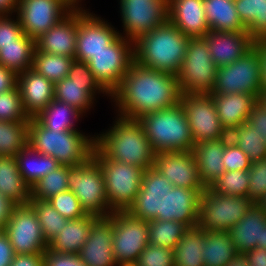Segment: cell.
Wrapping results in <instances>:
<instances>
[{"label": "cell", "instance_id": "obj_1", "mask_svg": "<svg viewBox=\"0 0 266 266\" xmlns=\"http://www.w3.org/2000/svg\"><path fill=\"white\" fill-rule=\"evenodd\" d=\"M181 92L176 75L142 67L135 61L111 94L117 116L137 120L157 110L174 107Z\"/></svg>", "mask_w": 266, "mask_h": 266}, {"label": "cell", "instance_id": "obj_2", "mask_svg": "<svg viewBox=\"0 0 266 266\" xmlns=\"http://www.w3.org/2000/svg\"><path fill=\"white\" fill-rule=\"evenodd\" d=\"M189 37L169 20L134 41V61L142 67L178 75Z\"/></svg>", "mask_w": 266, "mask_h": 266}, {"label": "cell", "instance_id": "obj_3", "mask_svg": "<svg viewBox=\"0 0 266 266\" xmlns=\"http://www.w3.org/2000/svg\"><path fill=\"white\" fill-rule=\"evenodd\" d=\"M95 146L113 161L145 170L154 167L155 152L138 120L119 116L111 129L95 136Z\"/></svg>", "mask_w": 266, "mask_h": 266}, {"label": "cell", "instance_id": "obj_4", "mask_svg": "<svg viewBox=\"0 0 266 266\" xmlns=\"http://www.w3.org/2000/svg\"><path fill=\"white\" fill-rule=\"evenodd\" d=\"M28 145L34 151L53 157L61 165L79 166L92 156L95 137L77 130L53 131L34 117L29 120Z\"/></svg>", "mask_w": 266, "mask_h": 266}, {"label": "cell", "instance_id": "obj_5", "mask_svg": "<svg viewBox=\"0 0 266 266\" xmlns=\"http://www.w3.org/2000/svg\"><path fill=\"white\" fill-rule=\"evenodd\" d=\"M137 120L155 154L192 150L193 136L180 102L174 107L148 113Z\"/></svg>", "mask_w": 266, "mask_h": 266}, {"label": "cell", "instance_id": "obj_6", "mask_svg": "<svg viewBox=\"0 0 266 266\" xmlns=\"http://www.w3.org/2000/svg\"><path fill=\"white\" fill-rule=\"evenodd\" d=\"M92 157L102 169L109 208L112 211H127L140 191L145 169L121 161H113L96 146Z\"/></svg>", "mask_w": 266, "mask_h": 266}, {"label": "cell", "instance_id": "obj_7", "mask_svg": "<svg viewBox=\"0 0 266 266\" xmlns=\"http://www.w3.org/2000/svg\"><path fill=\"white\" fill-rule=\"evenodd\" d=\"M217 66L203 37L188 39L186 54L177 75L178 87L185 94H211Z\"/></svg>", "mask_w": 266, "mask_h": 266}, {"label": "cell", "instance_id": "obj_8", "mask_svg": "<svg viewBox=\"0 0 266 266\" xmlns=\"http://www.w3.org/2000/svg\"><path fill=\"white\" fill-rule=\"evenodd\" d=\"M68 188L78 198L87 214L108 217L105 179L99 163L91 156L79 166H68Z\"/></svg>", "mask_w": 266, "mask_h": 266}, {"label": "cell", "instance_id": "obj_9", "mask_svg": "<svg viewBox=\"0 0 266 266\" xmlns=\"http://www.w3.org/2000/svg\"><path fill=\"white\" fill-rule=\"evenodd\" d=\"M252 204L248 197L218 195L205 188L200 196L197 226L204 231H229Z\"/></svg>", "mask_w": 266, "mask_h": 266}, {"label": "cell", "instance_id": "obj_10", "mask_svg": "<svg viewBox=\"0 0 266 266\" xmlns=\"http://www.w3.org/2000/svg\"><path fill=\"white\" fill-rule=\"evenodd\" d=\"M261 56L255 45L239 60L217 68L215 86L211 94H261Z\"/></svg>", "mask_w": 266, "mask_h": 266}, {"label": "cell", "instance_id": "obj_11", "mask_svg": "<svg viewBox=\"0 0 266 266\" xmlns=\"http://www.w3.org/2000/svg\"><path fill=\"white\" fill-rule=\"evenodd\" d=\"M134 62V42L122 34L86 62L99 84L111 95Z\"/></svg>", "mask_w": 266, "mask_h": 266}, {"label": "cell", "instance_id": "obj_12", "mask_svg": "<svg viewBox=\"0 0 266 266\" xmlns=\"http://www.w3.org/2000/svg\"><path fill=\"white\" fill-rule=\"evenodd\" d=\"M108 218L113 222L112 248L118 266H133L149 244L147 221L128 211H113Z\"/></svg>", "mask_w": 266, "mask_h": 266}, {"label": "cell", "instance_id": "obj_13", "mask_svg": "<svg viewBox=\"0 0 266 266\" xmlns=\"http://www.w3.org/2000/svg\"><path fill=\"white\" fill-rule=\"evenodd\" d=\"M96 92L111 96L95 79L88 63L77 60L71 64L68 77L54 84V99L69 104L82 114L92 107Z\"/></svg>", "mask_w": 266, "mask_h": 266}, {"label": "cell", "instance_id": "obj_14", "mask_svg": "<svg viewBox=\"0 0 266 266\" xmlns=\"http://www.w3.org/2000/svg\"><path fill=\"white\" fill-rule=\"evenodd\" d=\"M180 104L186 113L194 144L229 136L221 124L211 94L181 93Z\"/></svg>", "mask_w": 266, "mask_h": 266}, {"label": "cell", "instance_id": "obj_15", "mask_svg": "<svg viewBox=\"0 0 266 266\" xmlns=\"http://www.w3.org/2000/svg\"><path fill=\"white\" fill-rule=\"evenodd\" d=\"M16 255L44 253L48 242L34 209L29 205H16L3 230Z\"/></svg>", "mask_w": 266, "mask_h": 266}, {"label": "cell", "instance_id": "obj_16", "mask_svg": "<svg viewBox=\"0 0 266 266\" xmlns=\"http://www.w3.org/2000/svg\"><path fill=\"white\" fill-rule=\"evenodd\" d=\"M74 9L67 0H18L16 15L24 33L35 40Z\"/></svg>", "mask_w": 266, "mask_h": 266}, {"label": "cell", "instance_id": "obj_17", "mask_svg": "<svg viewBox=\"0 0 266 266\" xmlns=\"http://www.w3.org/2000/svg\"><path fill=\"white\" fill-rule=\"evenodd\" d=\"M124 36L136 41L168 20V0H120Z\"/></svg>", "mask_w": 266, "mask_h": 266}, {"label": "cell", "instance_id": "obj_18", "mask_svg": "<svg viewBox=\"0 0 266 266\" xmlns=\"http://www.w3.org/2000/svg\"><path fill=\"white\" fill-rule=\"evenodd\" d=\"M105 22L81 7L77 8L75 60L87 62L92 55L104 51L120 36L113 26Z\"/></svg>", "mask_w": 266, "mask_h": 266}, {"label": "cell", "instance_id": "obj_19", "mask_svg": "<svg viewBox=\"0 0 266 266\" xmlns=\"http://www.w3.org/2000/svg\"><path fill=\"white\" fill-rule=\"evenodd\" d=\"M172 188L173 185L156 168L146 169L140 191L127 211L145 221L160 220V216H165L166 193Z\"/></svg>", "mask_w": 266, "mask_h": 266}, {"label": "cell", "instance_id": "obj_20", "mask_svg": "<svg viewBox=\"0 0 266 266\" xmlns=\"http://www.w3.org/2000/svg\"><path fill=\"white\" fill-rule=\"evenodd\" d=\"M154 168L173 186L187 189H205L192 151H171L155 154Z\"/></svg>", "mask_w": 266, "mask_h": 266}, {"label": "cell", "instance_id": "obj_21", "mask_svg": "<svg viewBox=\"0 0 266 266\" xmlns=\"http://www.w3.org/2000/svg\"><path fill=\"white\" fill-rule=\"evenodd\" d=\"M217 68L239 60L254 46L256 41L246 31L209 30L203 37Z\"/></svg>", "mask_w": 266, "mask_h": 266}, {"label": "cell", "instance_id": "obj_22", "mask_svg": "<svg viewBox=\"0 0 266 266\" xmlns=\"http://www.w3.org/2000/svg\"><path fill=\"white\" fill-rule=\"evenodd\" d=\"M113 222L99 217L91 226L79 256L86 266H118L113 253Z\"/></svg>", "mask_w": 266, "mask_h": 266}, {"label": "cell", "instance_id": "obj_23", "mask_svg": "<svg viewBox=\"0 0 266 266\" xmlns=\"http://www.w3.org/2000/svg\"><path fill=\"white\" fill-rule=\"evenodd\" d=\"M17 87L29 118L36 117L54 100V83L32 68L18 74Z\"/></svg>", "mask_w": 266, "mask_h": 266}, {"label": "cell", "instance_id": "obj_24", "mask_svg": "<svg viewBox=\"0 0 266 266\" xmlns=\"http://www.w3.org/2000/svg\"><path fill=\"white\" fill-rule=\"evenodd\" d=\"M229 232L237 253H245L255 247L266 250L265 212L253 203L243 218Z\"/></svg>", "mask_w": 266, "mask_h": 266}, {"label": "cell", "instance_id": "obj_25", "mask_svg": "<svg viewBox=\"0 0 266 266\" xmlns=\"http://www.w3.org/2000/svg\"><path fill=\"white\" fill-rule=\"evenodd\" d=\"M77 37V8L58 24L35 39L36 50L75 59Z\"/></svg>", "mask_w": 266, "mask_h": 266}, {"label": "cell", "instance_id": "obj_26", "mask_svg": "<svg viewBox=\"0 0 266 266\" xmlns=\"http://www.w3.org/2000/svg\"><path fill=\"white\" fill-rule=\"evenodd\" d=\"M168 20L189 38L204 37L210 30L203 0H168Z\"/></svg>", "mask_w": 266, "mask_h": 266}, {"label": "cell", "instance_id": "obj_27", "mask_svg": "<svg viewBox=\"0 0 266 266\" xmlns=\"http://www.w3.org/2000/svg\"><path fill=\"white\" fill-rule=\"evenodd\" d=\"M203 190L173 186L166 193L165 216H160V220H173L185 224L188 228L196 227Z\"/></svg>", "mask_w": 266, "mask_h": 266}, {"label": "cell", "instance_id": "obj_28", "mask_svg": "<svg viewBox=\"0 0 266 266\" xmlns=\"http://www.w3.org/2000/svg\"><path fill=\"white\" fill-rule=\"evenodd\" d=\"M223 128L229 134L248 121L249 114L258 103L256 95L246 93L211 94Z\"/></svg>", "mask_w": 266, "mask_h": 266}, {"label": "cell", "instance_id": "obj_29", "mask_svg": "<svg viewBox=\"0 0 266 266\" xmlns=\"http://www.w3.org/2000/svg\"><path fill=\"white\" fill-rule=\"evenodd\" d=\"M199 177L205 188H209L224 172L222 159L225 151V138L198 142L192 147Z\"/></svg>", "mask_w": 266, "mask_h": 266}, {"label": "cell", "instance_id": "obj_30", "mask_svg": "<svg viewBox=\"0 0 266 266\" xmlns=\"http://www.w3.org/2000/svg\"><path fill=\"white\" fill-rule=\"evenodd\" d=\"M98 218L88 214L81 219L68 220L61 232L48 243V248L59 253L79 254Z\"/></svg>", "mask_w": 266, "mask_h": 266}, {"label": "cell", "instance_id": "obj_31", "mask_svg": "<svg viewBox=\"0 0 266 266\" xmlns=\"http://www.w3.org/2000/svg\"><path fill=\"white\" fill-rule=\"evenodd\" d=\"M0 194L16 205L31 199V187L23 180L16 157L0 156Z\"/></svg>", "mask_w": 266, "mask_h": 266}, {"label": "cell", "instance_id": "obj_32", "mask_svg": "<svg viewBox=\"0 0 266 266\" xmlns=\"http://www.w3.org/2000/svg\"><path fill=\"white\" fill-rule=\"evenodd\" d=\"M206 22L210 30L246 31L234 0H203Z\"/></svg>", "mask_w": 266, "mask_h": 266}, {"label": "cell", "instance_id": "obj_33", "mask_svg": "<svg viewBox=\"0 0 266 266\" xmlns=\"http://www.w3.org/2000/svg\"><path fill=\"white\" fill-rule=\"evenodd\" d=\"M15 157L18 162L19 172L30 187L61 165L53 157L34 151L29 145Z\"/></svg>", "mask_w": 266, "mask_h": 266}, {"label": "cell", "instance_id": "obj_34", "mask_svg": "<svg viewBox=\"0 0 266 266\" xmlns=\"http://www.w3.org/2000/svg\"><path fill=\"white\" fill-rule=\"evenodd\" d=\"M204 266H225L236 254L229 231H205Z\"/></svg>", "mask_w": 266, "mask_h": 266}, {"label": "cell", "instance_id": "obj_35", "mask_svg": "<svg viewBox=\"0 0 266 266\" xmlns=\"http://www.w3.org/2000/svg\"><path fill=\"white\" fill-rule=\"evenodd\" d=\"M35 40L25 33L17 44L3 45L0 48V65L14 71L17 75L32 68Z\"/></svg>", "mask_w": 266, "mask_h": 266}, {"label": "cell", "instance_id": "obj_36", "mask_svg": "<svg viewBox=\"0 0 266 266\" xmlns=\"http://www.w3.org/2000/svg\"><path fill=\"white\" fill-rule=\"evenodd\" d=\"M205 231L198 226L189 228L174 247V266H204Z\"/></svg>", "mask_w": 266, "mask_h": 266}, {"label": "cell", "instance_id": "obj_37", "mask_svg": "<svg viewBox=\"0 0 266 266\" xmlns=\"http://www.w3.org/2000/svg\"><path fill=\"white\" fill-rule=\"evenodd\" d=\"M246 32L255 40H266V0H234Z\"/></svg>", "mask_w": 266, "mask_h": 266}, {"label": "cell", "instance_id": "obj_38", "mask_svg": "<svg viewBox=\"0 0 266 266\" xmlns=\"http://www.w3.org/2000/svg\"><path fill=\"white\" fill-rule=\"evenodd\" d=\"M82 113L76 108L64 102L54 99L35 118L45 127L53 131H71L75 128L74 121L82 117Z\"/></svg>", "mask_w": 266, "mask_h": 266}, {"label": "cell", "instance_id": "obj_39", "mask_svg": "<svg viewBox=\"0 0 266 266\" xmlns=\"http://www.w3.org/2000/svg\"><path fill=\"white\" fill-rule=\"evenodd\" d=\"M29 121H0V156L15 157L28 146Z\"/></svg>", "mask_w": 266, "mask_h": 266}, {"label": "cell", "instance_id": "obj_40", "mask_svg": "<svg viewBox=\"0 0 266 266\" xmlns=\"http://www.w3.org/2000/svg\"><path fill=\"white\" fill-rule=\"evenodd\" d=\"M74 60L68 56L50 54L35 49L32 69L55 84L68 77L71 64Z\"/></svg>", "mask_w": 266, "mask_h": 266}, {"label": "cell", "instance_id": "obj_41", "mask_svg": "<svg viewBox=\"0 0 266 266\" xmlns=\"http://www.w3.org/2000/svg\"><path fill=\"white\" fill-rule=\"evenodd\" d=\"M147 226L149 244L171 249L189 229L185 224L173 220L154 219L147 221Z\"/></svg>", "mask_w": 266, "mask_h": 266}, {"label": "cell", "instance_id": "obj_42", "mask_svg": "<svg viewBox=\"0 0 266 266\" xmlns=\"http://www.w3.org/2000/svg\"><path fill=\"white\" fill-rule=\"evenodd\" d=\"M229 137L249 157L252 163L266 158V143L248 122L237 126L229 133Z\"/></svg>", "mask_w": 266, "mask_h": 266}, {"label": "cell", "instance_id": "obj_43", "mask_svg": "<svg viewBox=\"0 0 266 266\" xmlns=\"http://www.w3.org/2000/svg\"><path fill=\"white\" fill-rule=\"evenodd\" d=\"M35 211L42 233L49 243L57 236L68 221L47 200L30 199L28 203Z\"/></svg>", "mask_w": 266, "mask_h": 266}, {"label": "cell", "instance_id": "obj_44", "mask_svg": "<svg viewBox=\"0 0 266 266\" xmlns=\"http://www.w3.org/2000/svg\"><path fill=\"white\" fill-rule=\"evenodd\" d=\"M67 190H69L68 166L60 165L32 185L31 199L48 200L52 196Z\"/></svg>", "mask_w": 266, "mask_h": 266}, {"label": "cell", "instance_id": "obj_45", "mask_svg": "<svg viewBox=\"0 0 266 266\" xmlns=\"http://www.w3.org/2000/svg\"><path fill=\"white\" fill-rule=\"evenodd\" d=\"M249 182V170L225 171L209 188L218 195L247 197Z\"/></svg>", "mask_w": 266, "mask_h": 266}, {"label": "cell", "instance_id": "obj_46", "mask_svg": "<svg viewBox=\"0 0 266 266\" xmlns=\"http://www.w3.org/2000/svg\"><path fill=\"white\" fill-rule=\"evenodd\" d=\"M30 118L22 107L21 94L18 87L0 93V121H29Z\"/></svg>", "mask_w": 266, "mask_h": 266}, {"label": "cell", "instance_id": "obj_47", "mask_svg": "<svg viewBox=\"0 0 266 266\" xmlns=\"http://www.w3.org/2000/svg\"><path fill=\"white\" fill-rule=\"evenodd\" d=\"M47 201L67 220L81 219L88 215L71 190L54 195Z\"/></svg>", "mask_w": 266, "mask_h": 266}, {"label": "cell", "instance_id": "obj_48", "mask_svg": "<svg viewBox=\"0 0 266 266\" xmlns=\"http://www.w3.org/2000/svg\"><path fill=\"white\" fill-rule=\"evenodd\" d=\"M133 266H174V251L148 244Z\"/></svg>", "mask_w": 266, "mask_h": 266}, {"label": "cell", "instance_id": "obj_49", "mask_svg": "<svg viewBox=\"0 0 266 266\" xmlns=\"http://www.w3.org/2000/svg\"><path fill=\"white\" fill-rule=\"evenodd\" d=\"M249 179L247 197L256 204L266 194V158L251 164Z\"/></svg>", "mask_w": 266, "mask_h": 266}, {"label": "cell", "instance_id": "obj_50", "mask_svg": "<svg viewBox=\"0 0 266 266\" xmlns=\"http://www.w3.org/2000/svg\"><path fill=\"white\" fill-rule=\"evenodd\" d=\"M225 171L249 170L252 162L249 157L232 141L225 138V151L222 157Z\"/></svg>", "mask_w": 266, "mask_h": 266}, {"label": "cell", "instance_id": "obj_51", "mask_svg": "<svg viewBox=\"0 0 266 266\" xmlns=\"http://www.w3.org/2000/svg\"><path fill=\"white\" fill-rule=\"evenodd\" d=\"M10 15H0V48L3 45L17 44V40L24 34L20 20H12Z\"/></svg>", "mask_w": 266, "mask_h": 266}, {"label": "cell", "instance_id": "obj_52", "mask_svg": "<svg viewBox=\"0 0 266 266\" xmlns=\"http://www.w3.org/2000/svg\"><path fill=\"white\" fill-rule=\"evenodd\" d=\"M43 257L44 266H86L78 254L59 253L47 248Z\"/></svg>", "mask_w": 266, "mask_h": 266}, {"label": "cell", "instance_id": "obj_53", "mask_svg": "<svg viewBox=\"0 0 266 266\" xmlns=\"http://www.w3.org/2000/svg\"><path fill=\"white\" fill-rule=\"evenodd\" d=\"M247 122L256 129L266 143V109L259 102L253 107Z\"/></svg>", "mask_w": 266, "mask_h": 266}, {"label": "cell", "instance_id": "obj_54", "mask_svg": "<svg viewBox=\"0 0 266 266\" xmlns=\"http://www.w3.org/2000/svg\"><path fill=\"white\" fill-rule=\"evenodd\" d=\"M15 255L7 234L0 231V266H10Z\"/></svg>", "mask_w": 266, "mask_h": 266}, {"label": "cell", "instance_id": "obj_55", "mask_svg": "<svg viewBox=\"0 0 266 266\" xmlns=\"http://www.w3.org/2000/svg\"><path fill=\"white\" fill-rule=\"evenodd\" d=\"M18 75L9 68L0 65V93L7 92L17 86Z\"/></svg>", "mask_w": 266, "mask_h": 266}, {"label": "cell", "instance_id": "obj_56", "mask_svg": "<svg viewBox=\"0 0 266 266\" xmlns=\"http://www.w3.org/2000/svg\"><path fill=\"white\" fill-rule=\"evenodd\" d=\"M10 266H44L43 253L15 255Z\"/></svg>", "mask_w": 266, "mask_h": 266}, {"label": "cell", "instance_id": "obj_57", "mask_svg": "<svg viewBox=\"0 0 266 266\" xmlns=\"http://www.w3.org/2000/svg\"><path fill=\"white\" fill-rule=\"evenodd\" d=\"M15 206L11 200L0 194V231L4 230Z\"/></svg>", "mask_w": 266, "mask_h": 266}, {"label": "cell", "instance_id": "obj_58", "mask_svg": "<svg viewBox=\"0 0 266 266\" xmlns=\"http://www.w3.org/2000/svg\"><path fill=\"white\" fill-rule=\"evenodd\" d=\"M247 262L250 266H266V250L255 247L253 250L245 252Z\"/></svg>", "mask_w": 266, "mask_h": 266}, {"label": "cell", "instance_id": "obj_59", "mask_svg": "<svg viewBox=\"0 0 266 266\" xmlns=\"http://www.w3.org/2000/svg\"><path fill=\"white\" fill-rule=\"evenodd\" d=\"M261 56V89L266 91V40L256 41Z\"/></svg>", "mask_w": 266, "mask_h": 266}, {"label": "cell", "instance_id": "obj_60", "mask_svg": "<svg viewBox=\"0 0 266 266\" xmlns=\"http://www.w3.org/2000/svg\"><path fill=\"white\" fill-rule=\"evenodd\" d=\"M18 0H0V15H9L17 12Z\"/></svg>", "mask_w": 266, "mask_h": 266}, {"label": "cell", "instance_id": "obj_61", "mask_svg": "<svg viewBox=\"0 0 266 266\" xmlns=\"http://www.w3.org/2000/svg\"><path fill=\"white\" fill-rule=\"evenodd\" d=\"M225 266H250L245 253H237Z\"/></svg>", "mask_w": 266, "mask_h": 266}, {"label": "cell", "instance_id": "obj_62", "mask_svg": "<svg viewBox=\"0 0 266 266\" xmlns=\"http://www.w3.org/2000/svg\"><path fill=\"white\" fill-rule=\"evenodd\" d=\"M258 102L266 109V91H262L258 97Z\"/></svg>", "mask_w": 266, "mask_h": 266}, {"label": "cell", "instance_id": "obj_63", "mask_svg": "<svg viewBox=\"0 0 266 266\" xmlns=\"http://www.w3.org/2000/svg\"><path fill=\"white\" fill-rule=\"evenodd\" d=\"M266 214V194L256 203Z\"/></svg>", "mask_w": 266, "mask_h": 266}, {"label": "cell", "instance_id": "obj_64", "mask_svg": "<svg viewBox=\"0 0 266 266\" xmlns=\"http://www.w3.org/2000/svg\"><path fill=\"white\" fill-rule=\"evenodd\" d=\"M70 4H72L75 8H78V6L81 5H77L79 2H81V0H67Z\"/></svg>", "mask_w": 266, "mask_h": 266}]
</instances>
